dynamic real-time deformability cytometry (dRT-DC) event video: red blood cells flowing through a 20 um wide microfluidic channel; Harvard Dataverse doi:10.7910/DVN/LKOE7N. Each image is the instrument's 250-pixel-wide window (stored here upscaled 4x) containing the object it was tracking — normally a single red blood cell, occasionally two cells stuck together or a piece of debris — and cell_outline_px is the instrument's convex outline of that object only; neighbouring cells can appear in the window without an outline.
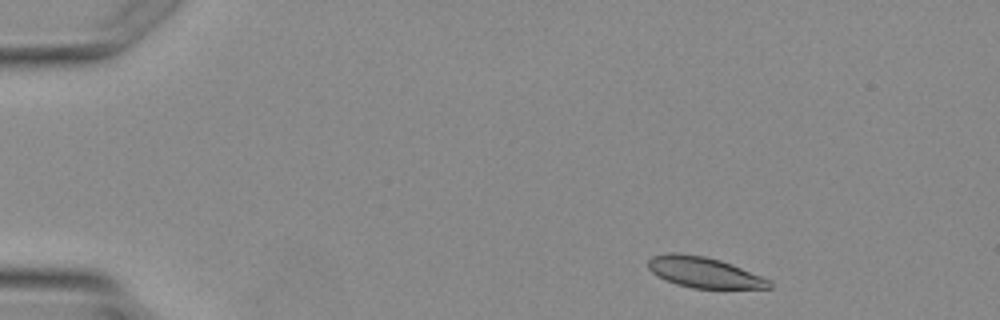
{"species": "Egyptian fruit bat (a non-hibernating species)", "species_latin": "Rousettus aegyptiacus", "temperature_condition": "warm", "stored_images_in_passage": 2, "camera_frame_rate_fps": 3000, "um_per_image_px": 0.085, "animal": {"sex": "female"}, "frame": {"image": 1, "passage_image": 1, "time_ms": 0.0, "image_size_px": [1000, 320], "cell_outline_px": [[772, 288], [692, 288], [676, 284], [652, 272], [648, 268], [648, 260], [652, 256], [672, 252], [676, 252], [704, 256], [720, 260], [732, 264], [760, 276], [768, 280], [772, 284]], "centroid_in_image_um": [59.82, 23.14], "position_along_channel_um": 25.2, "area_um2": 21.33}}